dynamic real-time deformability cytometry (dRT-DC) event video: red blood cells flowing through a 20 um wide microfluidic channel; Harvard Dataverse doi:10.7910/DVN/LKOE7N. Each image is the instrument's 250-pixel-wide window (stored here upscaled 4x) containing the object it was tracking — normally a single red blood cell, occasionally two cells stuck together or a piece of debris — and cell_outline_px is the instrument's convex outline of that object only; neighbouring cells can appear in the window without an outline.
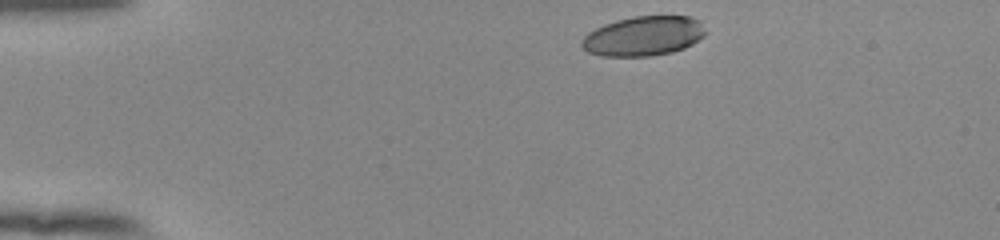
{"species": "human", "species_latin": "Homo sapiens", "temperature_condition": "room temperature", "stored_images_in_passage": 45, "camera_frame_rate_fps": 3000, "um_per_image_px": 0.085, "donor": {"sex": "female"}, "frame": {"image": 1, "passage_image": 1, "time_ms": 0.0, "image_size_px": [1000, 240], "cell_outline_px": [[704, 36], [692, 44], [684, 48], [672, 52], [652, 56], [600, 56], [588, 52], [580, 44], [580, 40], [588, 32], [604, 24], [616, 20], [632, 16], [688, 16], [700, 20], [704, 32]], "centroid_in_image_um": [54.67, 3.06], "position_along_channel_um": 30.3, "area_um2": 28.67}}
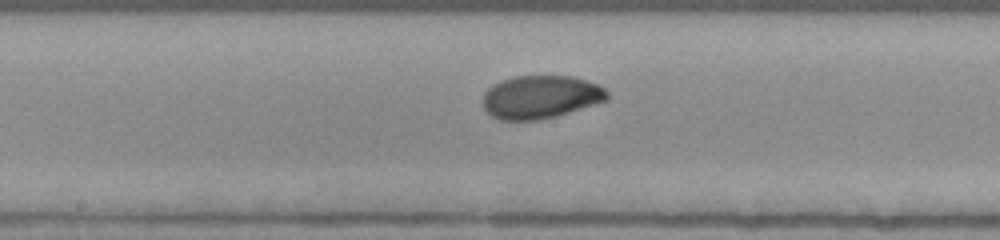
{"frame": {"image": 2, "passage_image": 20, "time_ms": 6.333, "image_size_px": [1000, 240], "cell_outline_px": [[608, 100], [556, 116], [536, 120], [500, 120], [492, 116], [484, 108], [484, 92], [488, 88], [512, 76], [572, 76], [600, 84], [608, 92]], "centroid_in_image_um": [45.98, 8.24], "position_along_channel_um": 202.2, "area_um2": 31.1}}
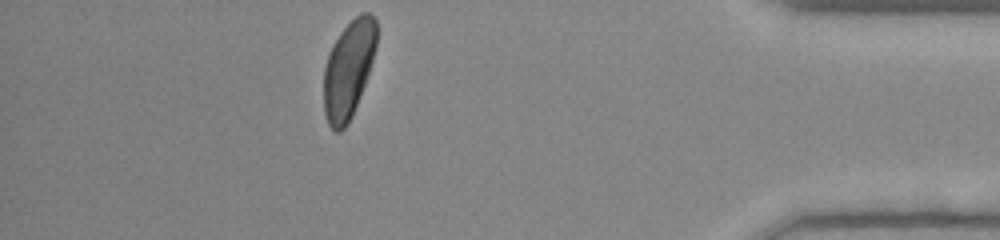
{"frame": {"image": 3, "passage_image": 39, "time_ms": 12.667, "image_size_px": [1000, 240], "cell_outline_px": [[376, 44], [368, 76], [352, 116], [344, 128], [340, 132], [336, 132], [328, 124], [324, 112], [324, 68], [332, 44], [340, 32], [360, 12], [372, 12], [376, 20]], "centroid_in_image_um": [29.62, 5.88], "position_along_channel_um": 405.6, "area_um2": 29.88}, "authors_computed_cell_mechanics": {"area_um2": 30.5184, "velocity_mm_per_s": 3.8493, "shape_relaxation_time_tau1_ms": 2.7176, "shape_relaxation_time_tau2_ms": 10.8162, "deformation_change_tau1": 0.1281, "deformation_change_tau2": 0.1167}}